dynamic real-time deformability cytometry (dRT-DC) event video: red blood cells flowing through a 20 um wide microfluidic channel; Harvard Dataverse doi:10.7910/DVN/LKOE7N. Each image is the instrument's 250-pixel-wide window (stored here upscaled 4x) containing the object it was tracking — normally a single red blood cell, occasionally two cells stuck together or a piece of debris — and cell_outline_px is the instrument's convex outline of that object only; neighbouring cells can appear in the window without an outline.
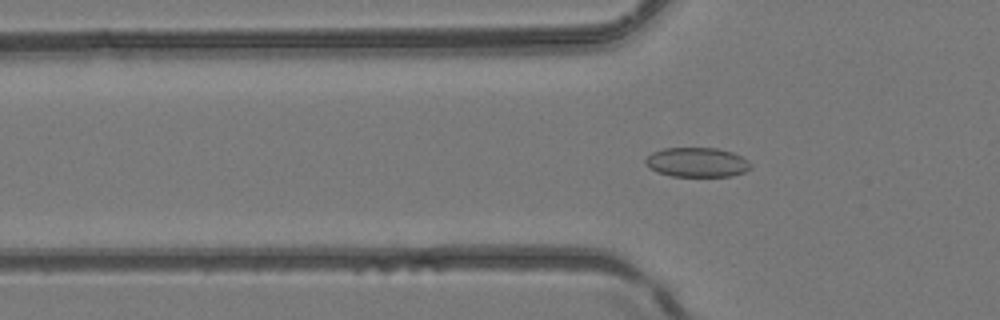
{"species": "common noctule bat (a hibernating species)", "species_latin": "Nyctalus noctula", "temperature_condition": "room temperature", "stored_images_in_passage": 4, "camera_frame_rate_fps": 3000, "um_per_image_px": 0.085, "animal": {"sex": "female", "body_mass_g": 24.6, "forearm_length_mm": 56.2}, "frame": {"image": 1, "passage_image": 4, "time_ms": 1.0, "image_size_px": [1000, 320], "cell_outline_px": [[752, 168], [744, 172], [732, 176], [672, 176], [656, 172], [644, 160], [652, 152], [664, 148], [716, 148], [732, 152], [748, 160], [752, 164]], "centroid_in_image_um": [59.28, 13.79], "position_along_channel_um": 66.5, "area_um2": 18.03}}